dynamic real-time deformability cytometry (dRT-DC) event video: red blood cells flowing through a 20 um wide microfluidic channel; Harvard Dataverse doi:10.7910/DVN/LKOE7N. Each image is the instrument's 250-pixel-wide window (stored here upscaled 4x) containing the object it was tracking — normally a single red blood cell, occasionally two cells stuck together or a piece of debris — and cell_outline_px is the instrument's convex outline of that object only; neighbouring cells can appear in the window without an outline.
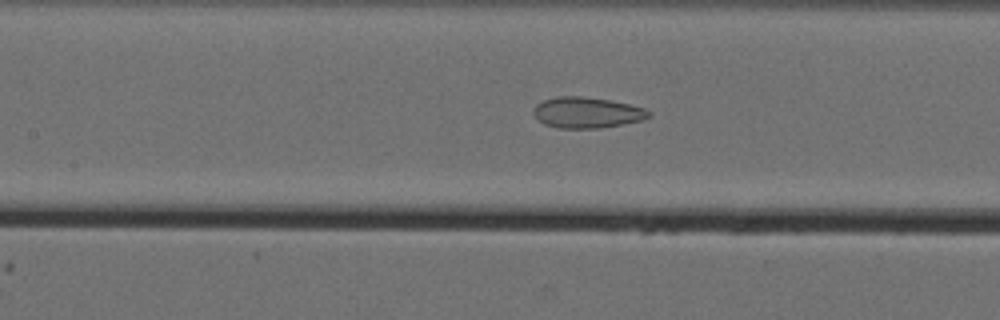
{"species": "Egyptian fruit bat (a non-hibernating species)", "species_latin": "Rousettus aegyptiacus", "temperature_condition": "cold", "stored_images_in_passage": 54, "camera_frame_rate_fps": 3000, "um_per_image_px": 0.085, "animal": {"sex": "female"}, "frame": {"image": 1, "passage_image": 33, "time_ms": 10.667, "image_size_px": [1000, 320], "cell_outline_px": [[652, 116], [644, 120], [600, 128], [560, 128], [544, 124], [532, 112], [532, 108], [536, 104], [544, 100], [556, 96], [580, 96], [612, 100], [644, 108], [652, 112]], "centroid_in_image_um": [49.91, 9.56], "position_along_channel_um": 157.5, "area_um2": 20.87}}
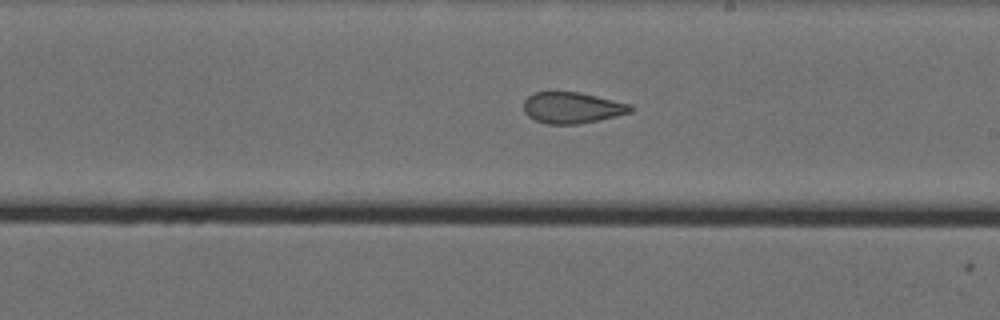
{"frame": {"image": 2, "passage_image": 40, "time_ms": 13.0, "image_size_px": [1000, 320], "cell_outline_px": [[632, 112], [600, 120], [576, 124], [548, 124], [536, 120], [528, 116], [524, 112], [524, 100], [528, 96], [536, 92], [580, 92], [632, 104]], "centroid_in_image_um": [48.65, 9.15], "position_along_channel_um": 240.4, "area_um2": 19.42}}
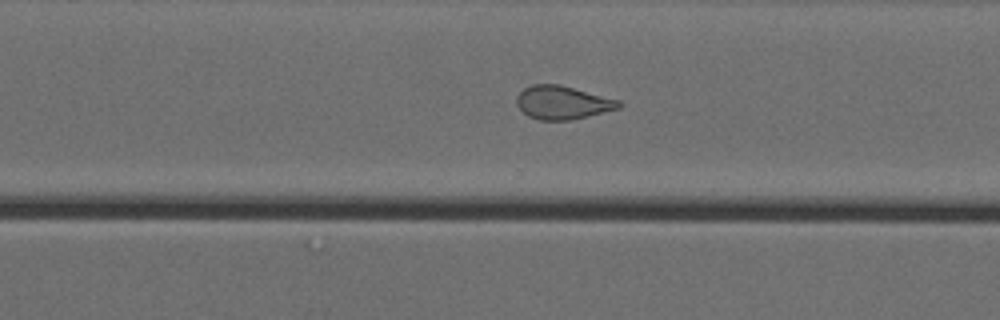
{"frame": {"image": 3, "passage_image": 47, "time_ms": 15.333, "image_size_px": [1000, 320], "cell_outline_px": [[624, 104], [620, 108], [572, 120], [540, 120], [528, 116], [516, 104], [516, 96], [524, 88], [532, 84], [560, 84], [620, 100]], "centroid_in_image_um": [47.83, 8.71], "position_along_channel_um": 322.8, "area_um2": 20.0}}